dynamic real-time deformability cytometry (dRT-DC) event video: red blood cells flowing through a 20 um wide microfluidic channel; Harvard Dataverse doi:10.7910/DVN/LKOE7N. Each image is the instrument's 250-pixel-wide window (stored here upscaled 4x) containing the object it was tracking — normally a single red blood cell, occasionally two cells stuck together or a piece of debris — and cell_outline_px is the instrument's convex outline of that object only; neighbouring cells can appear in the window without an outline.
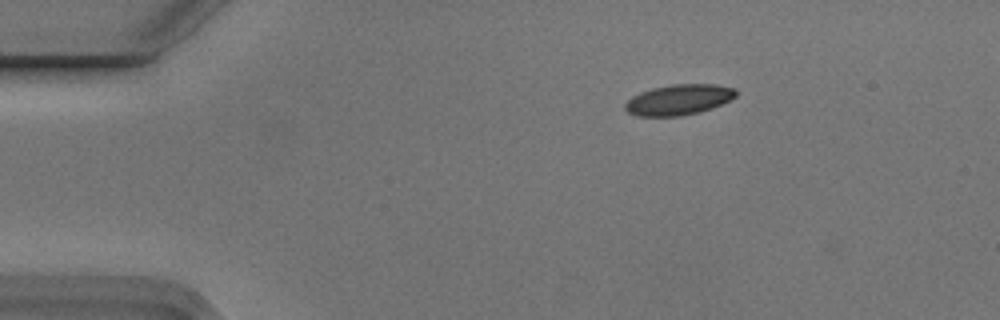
{"species": "Egyptian fruit bat (a non-hibernating species)", "species_latin": "Rousettus aegyptiacus", "temperature_condition": "cold", "stored_images_in_passage": 3, "camera_frame_rate_fps": 3000, "um_per_image_px": 0.085, "animal": {"sex": "male"}, "frame": {"image": 1, "passage_image": 1, "time_ms": 0.0, "image_size_px": [1000, 320], "cell_outline_px": [[736, 96], [712, 108], [680, 116], [636, 116], [628, 112], [624, 108], [624, 104], [632, 96], [640, 92], [652, 88], [672, 84], [716, 84], [736, 88]], "centroid_in_image_um": [57.66, 8.46], "position_along_channel_um": 27.3, "area_um2": 19.65}}
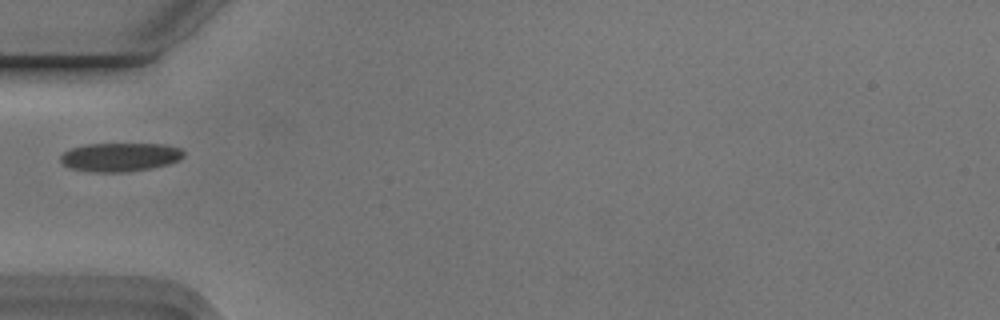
{"frame": {"image": 2, "passage_image": 3, "time_ms": 0.667, "image_size_px": [1000, 320], "cell_outline_px": [[184, 156], [180, 160], [168, 164], [152, 168], [128, 172], [92, 172], [72, 168], [64, 164], [60, 160], [60, 156], [68, 148], [84, 144], [164, 144], [180, 148], [184, 152]], "centroid_in_image_um": [10.21, 13.35], "position_along_channel_um": 74.8, "area_um2": 20.75}}